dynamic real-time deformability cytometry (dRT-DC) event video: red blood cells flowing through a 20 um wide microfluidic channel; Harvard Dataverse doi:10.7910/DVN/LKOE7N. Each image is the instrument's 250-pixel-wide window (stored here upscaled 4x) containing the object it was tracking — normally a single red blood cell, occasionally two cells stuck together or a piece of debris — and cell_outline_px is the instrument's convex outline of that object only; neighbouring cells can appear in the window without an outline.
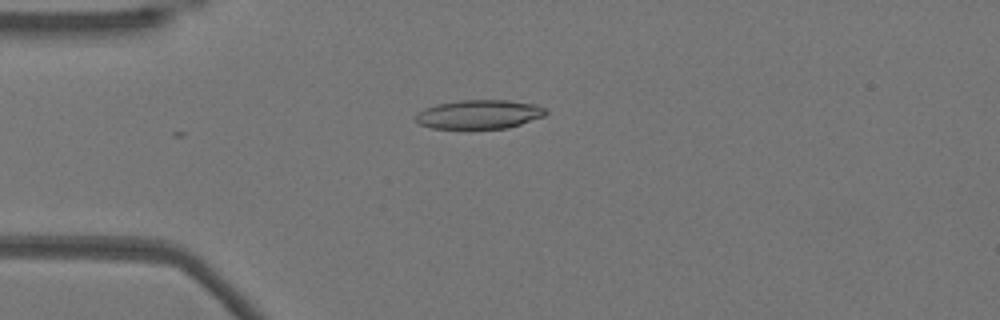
{"species": "Egyptian fruit bat (a non-hibernating species)", "species_latin": "Rousettus aegyptiacus", "temperature_condition": "warm", "stored_images_in_passage": 13, "camera_frame_rate_fps": 3000, "um_per_image_px": 0.085, "animal": {"sex": "female"}, "frame": {"image": 1, "passage_image": 7, "time_ms": 2.0, "image_size_px": [1000, 320], "cell_outline_px": [[548, 112], [544, 116], [508, 128], [432, 128], [416, 124], [416, 112], [424, 108], [436, 104], [460, 100], [508, 100], [536, 104], [544, 108]], "centroid_in_image_um": [40.7, 9.71], "position_along_channel_um": 44.3, "area_um2": 22.02}}
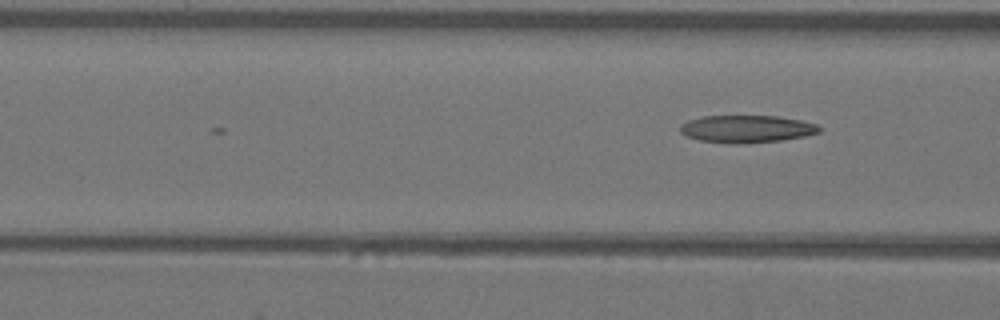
{"frame": {"image": 2, "passage_image": 13, "time_ms": 4.0, "image_size_px": [1000, 320], "cell_outline_px": [[820, 132], [804, 136], [780, 140], [744, 144], [736, 144], [700, 140], [688, 136], [680, 132], [680, 124], [688, 120], [704, 116], [776, 116], [800, 120], [816, 124], [820, 128]], "centroid_in_image_um": [63.45, 10.96], "position_along_channel_um": 103.2, "area_um2": 22.08}}